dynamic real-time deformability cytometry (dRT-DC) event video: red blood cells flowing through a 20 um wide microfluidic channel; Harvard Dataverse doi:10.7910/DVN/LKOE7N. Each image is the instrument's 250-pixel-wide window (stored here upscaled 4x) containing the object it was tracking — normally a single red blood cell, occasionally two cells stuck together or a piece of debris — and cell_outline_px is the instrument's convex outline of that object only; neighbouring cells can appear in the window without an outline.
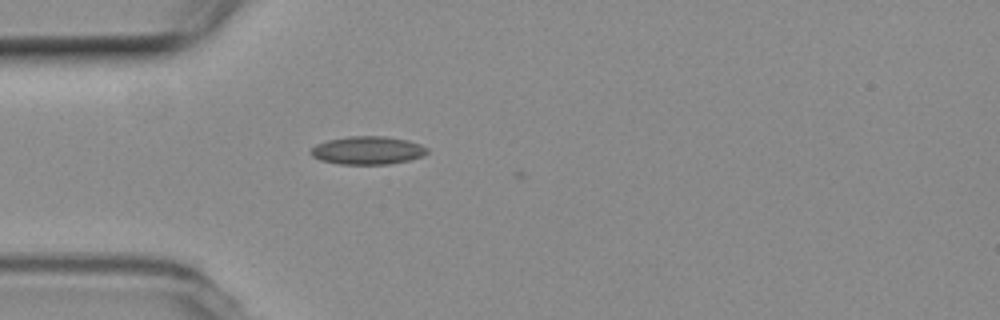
{"species": "common noctule bat (a hibernating species)", "species_latin": "Nyctalus noctula", "temperature_condition": "room temperature", "stored_images_in_passage": 3, "camera_frame_rate_fps": 3000, "um_per_image_px": 0.085, "animal": {"sex": "female", "body_mass_g": 19.3, "forearm_length_mm": 54.1}, "frame": {"image": 1, "passage_image": 2, "time_ms": 0.333, "image_size_px": [1000, 320], "cell_outline_px": [[428, 152], [424, 156], [408, 160], [388, 164], [340, 164], [320, 160], [312, 156], [308, 152], [316, 144], [328, 140], [348, 136], [384, 136], [408, 140], [420, 144], [428, 148]], "centroid_in_image_um": [31.24, 12.78], "position_along_channel_um": 53.8, "area_um2": 19.13}}